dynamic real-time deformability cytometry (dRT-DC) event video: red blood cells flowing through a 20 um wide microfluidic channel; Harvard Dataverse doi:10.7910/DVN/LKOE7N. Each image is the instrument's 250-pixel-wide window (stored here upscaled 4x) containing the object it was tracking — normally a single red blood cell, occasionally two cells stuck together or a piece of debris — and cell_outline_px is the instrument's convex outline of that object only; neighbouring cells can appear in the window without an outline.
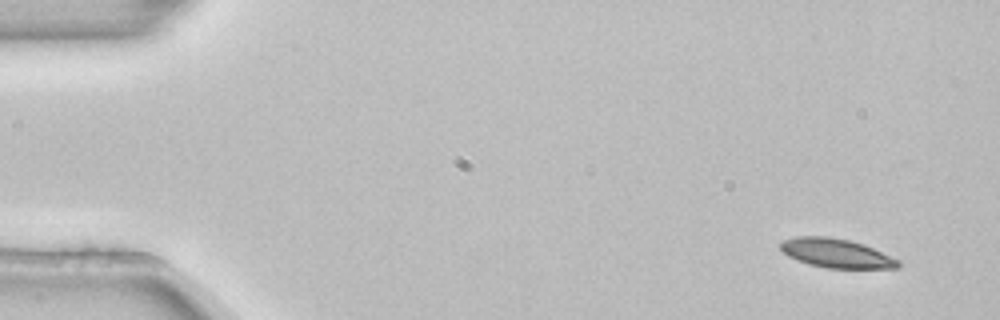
{"species": "common noctule bat (a hibernating species)", "species_latin": "Nyctalus noctula", "temperature_condition": "room temperature", "stored_images_in_passage": 4, "camera_frame_rate_fps": 3000, "um_per_image_px": 0.085, "animal": {"sex": "female", "body_mass_g": 22.7, "forearm_length_mm": 54.2}, "frame": {"image": 1, "passage_image": 1, "time_ms": 0.0, "image_size_px": [1000, 320], "cell_outline_px": [[900, 268], [828, 268], [808, 264], [788, 256], [780, 248], [780, 240], [796, 236], [824, 236], [848, 240], [864, 244], [900, 260]], "centroid_in_image_um": [71.07, 21.52], "position_along_channel_um": 13.9, "area_um2": 19.94}}
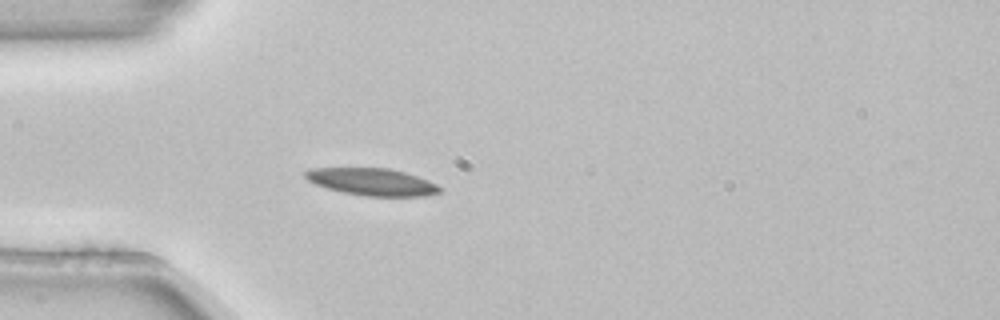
{"frame": {"image": 2, "passage_image": 4, "time_ms": 1.0, "image_size_px": [1000, 320], "cell_outline_px": [[440, 192], [424, 196], [364, 196], [344, 192], [328, 188], [316, 184], [308, 180], [304, 176], [304, 172], [308, 168], [388, 168], [404, 172], [428, 180], [436, 184], [440, 188]], "centroid_in_image_um": [31.6, 15.45], "position_along_channel_um": 53.4, "area_um2": 21.1}}